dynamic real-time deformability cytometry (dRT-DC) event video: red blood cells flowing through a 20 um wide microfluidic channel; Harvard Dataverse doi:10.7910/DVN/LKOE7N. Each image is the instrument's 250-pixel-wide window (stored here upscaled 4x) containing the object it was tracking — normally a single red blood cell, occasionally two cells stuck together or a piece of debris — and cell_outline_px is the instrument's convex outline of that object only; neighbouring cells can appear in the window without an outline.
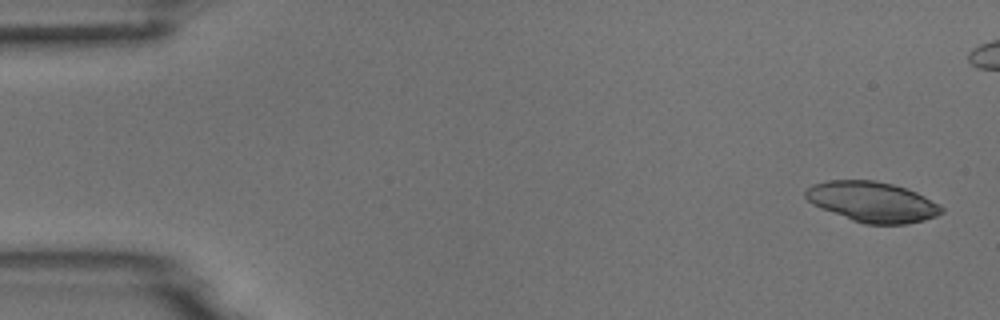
{"species": "common noctule bat (a hibernating species)", "species_latin": "Nyctalus noctula", "temperature_condition": "room temperature", "stored_images_in_passage": 5, "camera_frame_rate_fps": 3000, "um_per_image_px": 0.085, "animal": {"sex": "male", "body_mass_g": 18.8}, "frame": {"image": 1, "passage_image": 1, "time_ms": 0.0, "image_size_px": [1000, 320], "cell_outline_px": [[944, 212], [936, 216], [924, 220], [908, 224], [864, 224], [852, 220], [820, 208], [812, 204], [804, 196], [804, 192], [812, 184], [828, 180], [872, 180], [892, 184], [916, 192], [940, 204], [944, 208]], "centroid_in_image_um": [74.14, 17.16], "position_along_channel_um": 10.9, "area_um2": 32.02}}